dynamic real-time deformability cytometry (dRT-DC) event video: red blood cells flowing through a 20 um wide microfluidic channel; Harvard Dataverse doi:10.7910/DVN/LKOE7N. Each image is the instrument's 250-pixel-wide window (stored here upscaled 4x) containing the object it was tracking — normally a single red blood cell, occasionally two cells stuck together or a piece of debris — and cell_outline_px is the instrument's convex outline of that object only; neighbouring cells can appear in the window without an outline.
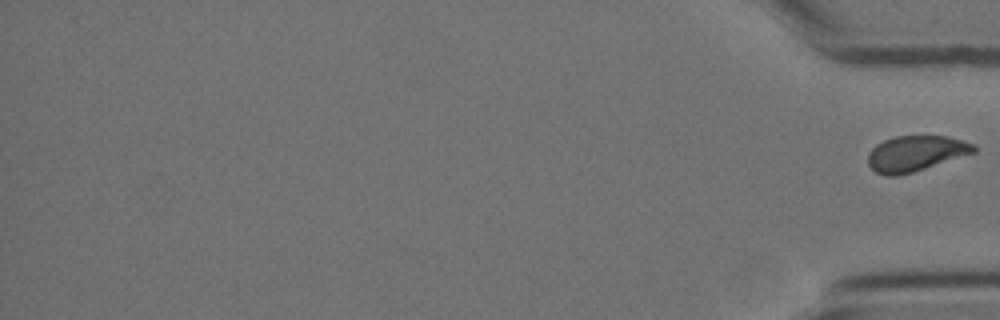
{"species": "Egyptian fruit bat (a non-hibernating species)", "species_latin": "Rousettus aegyptiacus", "temperature_condition": "cold", "stored_images_in_passage": 17, "camera_frame_rate_fps": 3000, "um_per_image_px": 0.085, "animal": {"sex": "female"}, "frame": {"image": 1, "passage_image": 17, "time_ms": 5.333, "image_size_px": [1000, 320], "cell_outline_px": [[976, 152], [912, 172], [896, 176], [884, 176], [876, 172], [868, 164], [868, 152], [876, 144], [884, 140], [896, 136], [948, 136], [976, 144]], "centroid_in_image_um": [77.83, 13.04], "position_along_channel_um": 357.4, "area_um2": 21.91}}